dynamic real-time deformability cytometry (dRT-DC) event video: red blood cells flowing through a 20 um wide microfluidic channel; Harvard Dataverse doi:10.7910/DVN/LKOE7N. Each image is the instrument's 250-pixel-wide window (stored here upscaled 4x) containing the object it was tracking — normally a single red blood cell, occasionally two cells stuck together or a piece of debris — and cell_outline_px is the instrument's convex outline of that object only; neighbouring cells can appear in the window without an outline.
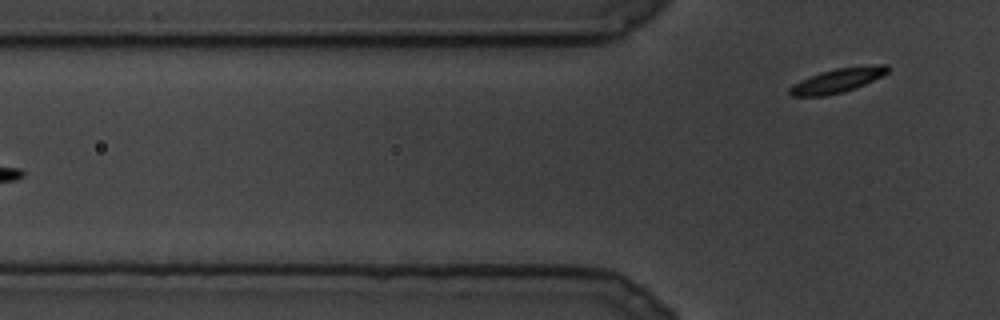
{"species": "common noctule bat (a hibernating species)", "species_latin": "Nyctalus noctula", "temperature_condition": "cold", "stored_images_in_passage": 7, "segment_of_instrument_passage": [2, 2], "camera_frame_rate_fps": 3000, "um_per_image_px": 0.085, "animal": {"sex": "male", "body_mass_g": 19.5, "forearm_length_mm": 54.6}, "frame": {"image": 1, "passage_image": 7, "time_ms": 2.0, "image_size_px": [1000, 320], "cell_outline_px": [[892, 68], [888, 72], [864, 84], [844, 92], [824, 96], [792, 96], [788, 92], [788, 88], [800, 80], [820, 72], [836, 68], [880, 64], [888, 64]], "centroid_in_image_um": [71.19, 6.83], "position_along_channel_um": 54.6, "area_um2": 13.81}}